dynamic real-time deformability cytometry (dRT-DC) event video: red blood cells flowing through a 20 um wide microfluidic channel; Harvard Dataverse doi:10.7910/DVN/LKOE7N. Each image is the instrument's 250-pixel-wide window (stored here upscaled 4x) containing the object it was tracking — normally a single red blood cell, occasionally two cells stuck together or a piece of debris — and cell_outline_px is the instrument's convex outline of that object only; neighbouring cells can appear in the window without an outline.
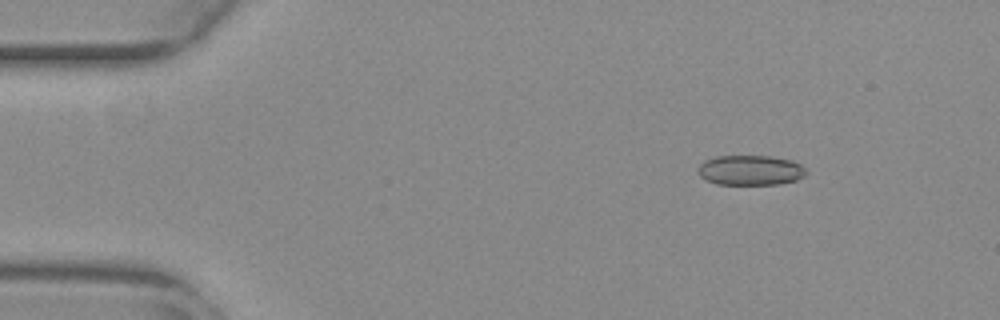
{"species": "common noctule bat (a hibernating species)", "species_latin": "Nyctalus noctula", "temperature_condition": "warm", "stored_images_in_passage": 47, "camera_frame_rate_fps": 3000, "um_per_image_px": 0.085, "animal": {"sex": "female", "body_mass_g": 29.2, "forearm_length_mm": 56.3}, "frame": {"image": 1, "passage_image": 1, "time_ms": 0.0, "image_size_px": [1000, 320], "cell_outline_px": [[808, 172], [804, 176], [796, 180], [780, 184], [716, 184], [700, 176], [700, 164], [704, 160], [716, 156], [768, 156], [792, 160], [800, 164]], "centroid_in_image_um": [63.82, 14.46], "position_along_channel_um": 21.2, "area_um2": 18.79}}
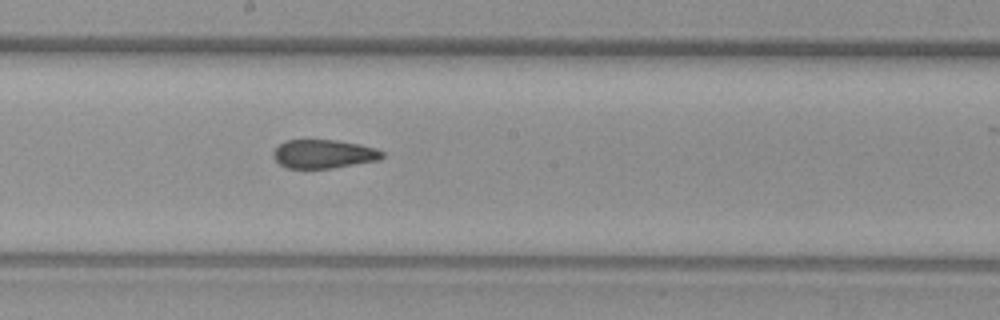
{"frame": {"image": 2, "passage_image": 23, "time_ms": 7.333, "image_size_px": [1000, 320], "cell_outline_px": [[384, 156], [380, 160], [332, 168], [284, 168], [272, 156], [272, 152], [280, 144], [288, 140], [336, 140], [360, 144], [376, 148], [384, 152]], "centroid_in_image_um": [27.53, 13.09], "position_along_channel_um": 220.7, "area_um2": 18.26}}
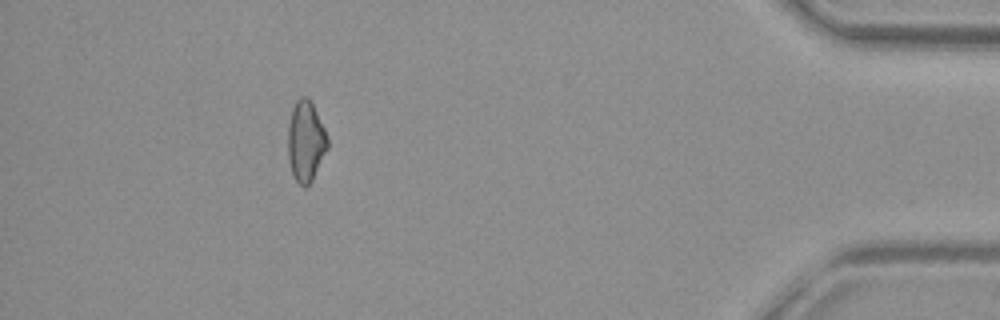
{"frame": {"image": 3, "passage_image": 42, "time_ms": 13.667, "image_size_px": [1000, 320], "cell_outline_px": [[328, 148], [312, 180], [304, 188], [296, 180], [292, 172], [288, 160], [288, 124], [292, 108], [296, 100], [300, 96], [308, 96], [324, 128], [328, 140]], "centroid_in_image_um": [25.97, 11.99], "position_along_channel_um": 409.2, "area_um2": 18.55}, "authors_computed_cell_mechanics": {"area_um2": 19.0162, "velocity_mm_per_s": 3.908, "shape_relaxation_time_tau1_ms": null, "shape_relaxation_time_tau2_ms": 4.1531, "deformation_change_tau1": null, "deformation_change_tau2": 0.0876}}